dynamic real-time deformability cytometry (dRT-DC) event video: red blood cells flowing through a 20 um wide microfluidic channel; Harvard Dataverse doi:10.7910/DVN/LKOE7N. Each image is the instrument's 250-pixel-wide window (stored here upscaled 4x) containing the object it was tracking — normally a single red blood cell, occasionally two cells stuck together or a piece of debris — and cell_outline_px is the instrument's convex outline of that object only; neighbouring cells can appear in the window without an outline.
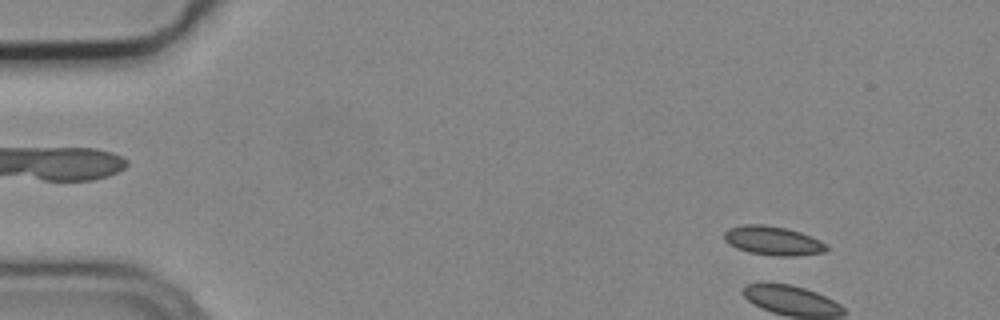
{"species": "common noctule bat (a hibernating species)", "species_latin": "Nyctalus noctula", "temperature_condition": "cold", "stored_images_in_passage": 3, "camera_frame_rate_fps": 3000, "um_per_image_px": 0.085, "animal": {"sex": "male", "body_mass_g": 19.2, "forearm_length_mm": 51.8}, "frame": {"image": 1, "passage_image": 1, "time_ms": 0.0, "image_size_px": [1000, 320], "cell_outline_px": [[828, 248], [824, 252], [792, 256], [776, 256], [748, 252], [736, 248], [728, 244], [724, 240], [724, 232], [728, 228], [744, 224], [764, 224], [784, 228], [800, 232], [820, 240]], "centroid_in_image_um": [65.64, 20.45], "position_along_channel_um": 19.4, "area_um2": 17.22}}